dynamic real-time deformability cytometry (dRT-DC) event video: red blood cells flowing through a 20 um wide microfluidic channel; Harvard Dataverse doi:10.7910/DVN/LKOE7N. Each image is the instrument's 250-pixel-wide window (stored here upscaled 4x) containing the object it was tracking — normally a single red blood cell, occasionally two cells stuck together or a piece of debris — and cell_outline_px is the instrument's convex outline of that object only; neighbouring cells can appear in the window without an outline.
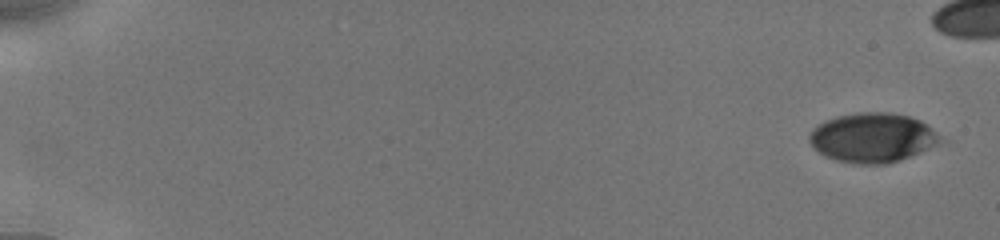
{"species": "human", "species_latin": "Homo sapiens", "temperature_condition": "cold", "stored_images_in_passage": 17, "camera_frame_rate_fps": 3000, "um_per_image_px": 0.085, "donor": {"sex": "male"}, "frame": {"image": 1, "passage_image": 1, "time_ms": 0.0, "image_size_px": [1000, 240], "cell_outline_px": [[948, 140], [912, 156], [888, 164], [852, 164], [836, 160], [820, 152], [808, 140], [808, 136], [812, 128], [824, 120], [836, 116], [860, 112], [888, 112], [908, 116], [920, 120], [928, 124]], "centroid_in_image_um": [74.23, 11.7], "position_along_channel_um": 10.8, "area_um2": 38.26}}
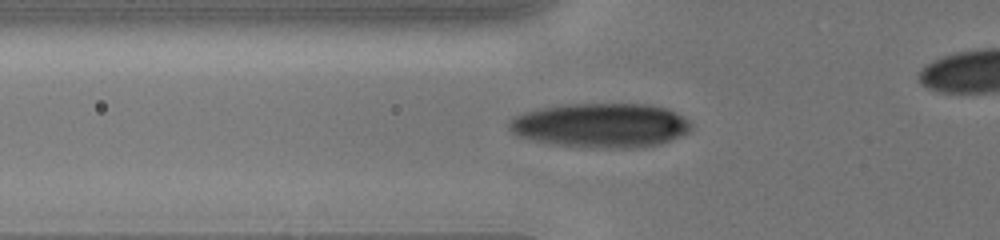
{"frame": {"image": 2, "passage_image": 14, "time_ms": 6.333, "image_size_px": [1000, 240], "cell_outline_px": [[692, 132], [660, 144], [636, 148], [592, 148], [552, 144], [520, 136], [512, 132], [508, 128], [508, 120], [512, 116], [524, 112], [540, 108], [564, 104], [652, 104], [668, 108], [684, 116], [692, 124]], "centroid_in_image_um": [51.11, 10.65], "position_along_channel_um": 74.7, "area_um2": 47.69}}
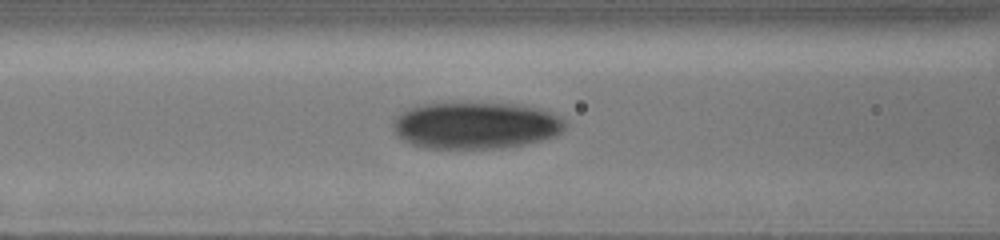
{"frame": {"image": 3, "passage_image": 16, "time_ms": 7.667, "image_size_px": [1000, 240], "cell_outline_px": [[564, 128], [556, 136], [524, 144], [504, 148], [424, 148], [412, 144], [404, 140], [396, 132], [392, 124], [396, 116], [400, 112], [416, 104], [448, 100], [516, 104], [540, 108], [560, 116], [564, 120]], "centroid_in_image_um": [40.39, 10.61], "position_along_channel_um": 126.2, "area_um2": 48.15}}